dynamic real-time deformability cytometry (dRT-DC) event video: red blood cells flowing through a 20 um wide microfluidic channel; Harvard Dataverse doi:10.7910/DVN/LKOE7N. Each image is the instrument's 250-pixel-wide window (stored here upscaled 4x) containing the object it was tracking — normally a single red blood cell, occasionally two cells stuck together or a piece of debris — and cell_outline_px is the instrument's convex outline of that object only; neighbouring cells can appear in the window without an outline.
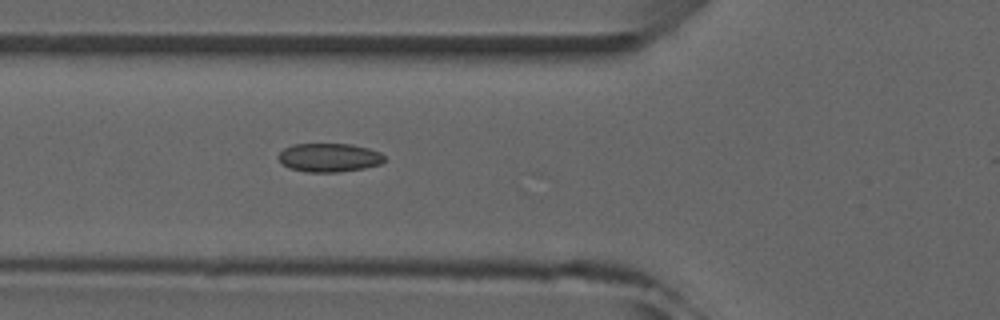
{"species": "common noctule bat (a hibernating species)", "species_latin": "Nyctalus noctula", "temperature_condition": "room temperature", "stored_images_in_passage": 6, "camera_frame_rate_fps": 3000, "um_per_image_px": 0.085, "animal": {"sex": "male", "forearm_length_mm": 52.5}, "frame": {"image": 1, "passage_image": 6, "time_ms": 5.667, "image_size_px": [1000, 320], "cell_outline_px": [[384, 160], [380, 164], [364, 168], [340, 172], [308, 172], [288, 168], [276, 156], [284, 148], [292, 144], [352, 144], [368, 148], [380, 152], [384, 156]], "centroid_in_image_um": [27.96, 13.39], "position_along_channel_um": 97.8, "area_um2": 17.74}}